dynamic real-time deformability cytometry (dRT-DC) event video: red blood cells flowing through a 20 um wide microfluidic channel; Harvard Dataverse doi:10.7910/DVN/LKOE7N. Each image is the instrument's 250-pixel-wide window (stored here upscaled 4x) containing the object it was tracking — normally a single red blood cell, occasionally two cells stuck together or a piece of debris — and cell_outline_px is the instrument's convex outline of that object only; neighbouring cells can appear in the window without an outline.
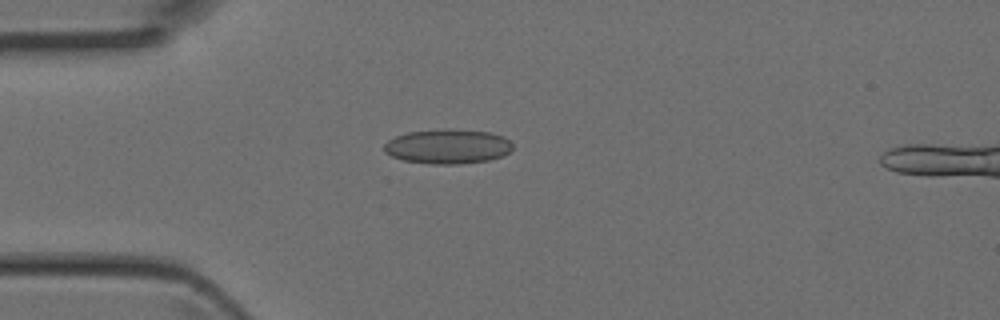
{"species": "Egyptian fruit bat (a non-hibernating species)", "species_latin": "Rousettus aegyptiacus", "temperature_condition": "room temperature", "stored_images_in_passage": 46, "segment_of_instrument_passage": [1, 2], "camera_frame_rate_fps": 3000, "um_per_image_px": 0.085, "animal": {"sex": "female"}, "frame": {"image": 1, "passage_image": 12, "time_ms": 3.667, "image_size_px": [1000, 320], "cell_outline_px": [[512, 148], [504, 156], [488, 160], [460, 164], [432, 164], [404, 160], [392, 156], [384, 152], [384, 144], [388, 140], [396, 136], [408, 132], [448, 128], [488, 132], [504, 136], [512, 144]], "centroid_in_image_um": [38.06, 12.44], "position_along_channel_um": 46.9, "area_um2": 25.95}}
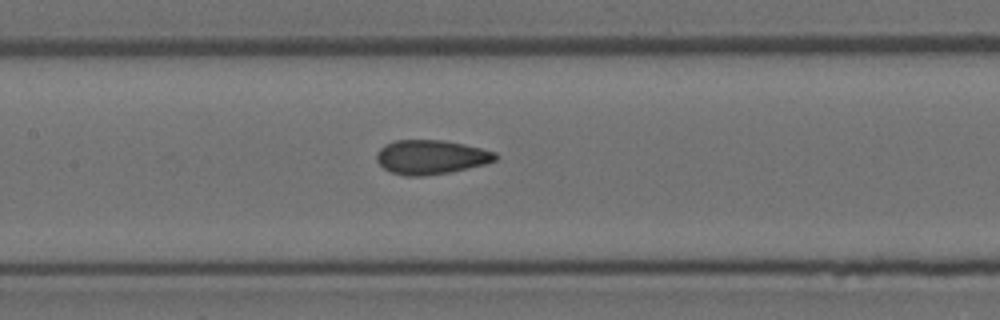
{"frame": {"image": 2, "passage_image": 21, "time_ms": 6.667, "image_size_px": [1000, 320], "cell_outline_px": [[500, 156], [496, 160], [484, 164], [468, 168], [448, 172], [424, 176], [408, 176], [392, 172], [384, 168], [376, 160], [376, 152], [384, 144], [396, 140], [444, 140], [464, 144], [496, 152]], "centroid_in_image_um": [36.63, 13.34], "position_along_channel_um": 170.8, "area_um2": 23.7}}
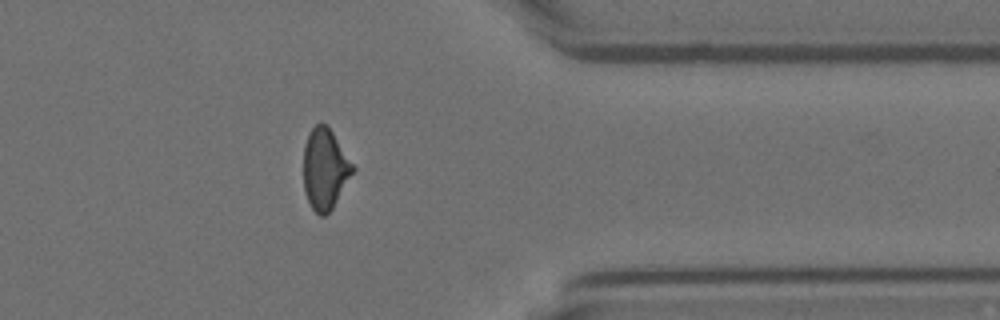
{"frame": {"image": 3, "passage_image": 36, "time_ms": 11.667, "image_size_px": [1000, 320], "cell_outline_px": [[356, 168], [332, 208], [324, 216], [320, 216], [312, 208], [308, 200], [304, 188], [304, 144], [308, 132], [320, 120], [328, 124]], "centroid_in_image_um": [27.62, 14.29], "position_along_channel_um": 383.8, "area_um2": 23.35}}